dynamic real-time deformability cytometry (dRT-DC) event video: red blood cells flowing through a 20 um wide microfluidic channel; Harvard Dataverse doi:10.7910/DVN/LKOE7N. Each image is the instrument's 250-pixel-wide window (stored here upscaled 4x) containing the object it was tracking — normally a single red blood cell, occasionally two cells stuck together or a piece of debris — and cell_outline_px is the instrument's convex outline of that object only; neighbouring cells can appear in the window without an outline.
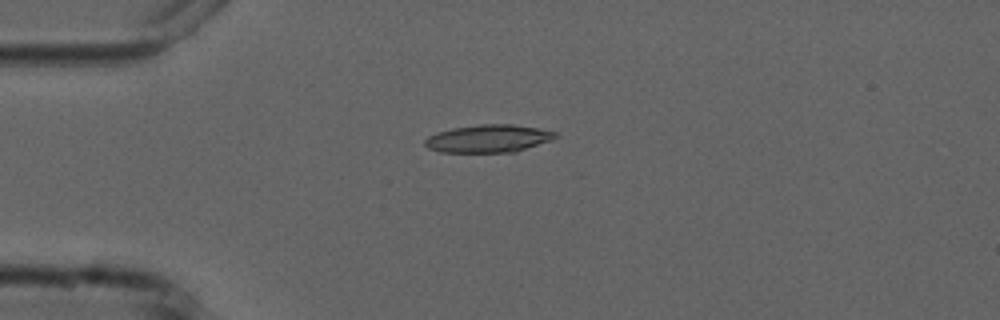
{"species": "common noctule bat (a hibernating species)", "species_latin": "Nyctalus noctula", "temperature_condition": "cold", "stored_images_in_passage": 4, "camera_frame_rate_fps": 3000, "um_per_image_px": 0.085, "animal": {"sex": "male", "forearm_length_mm": 52.5}, "frame": {"image": 1, "passage_image": 4, "time_ms": 4.0, "image_size_px": [1000, 320], "cell_outline_px": [[560, 136], [552, 140], [516, 152], [440, 152], [428, 148], [424, 144], [424, 140], [428, 136], [436, 132], [452, 128], [480, 124], [512, 124], [536, 128], [556, 132]], "centroid_in_image_um": [41.51, 11.78], "position_along_channel_um": 43.5, "area_um2": 21.21}}